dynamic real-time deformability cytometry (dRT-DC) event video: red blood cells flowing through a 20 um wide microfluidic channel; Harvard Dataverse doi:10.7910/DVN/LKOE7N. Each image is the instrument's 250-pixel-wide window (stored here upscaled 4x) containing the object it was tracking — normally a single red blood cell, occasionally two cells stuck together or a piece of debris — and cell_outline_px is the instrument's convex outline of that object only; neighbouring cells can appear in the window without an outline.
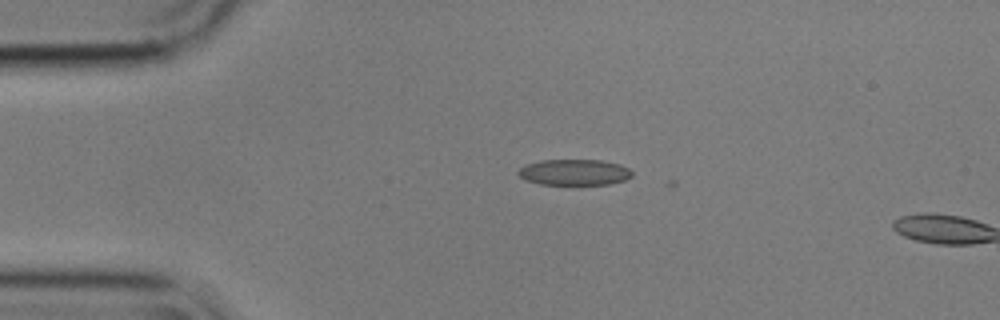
{"species": "common noctule bat (a hibernating species)", "species_latin": "Nyctalus noctula", "temperature_condition": "cold", "stored_images_in_passage": 3, "camera_frame_rate_fps": 3000, "um_per_image_px": 0.085, "animal": {"sex": "male", "body_mass_g": 17.9}, "frame": {"image": 1, "passage_image": 1, "time_ms": 0.0, "image_size_px": [1000, 320], "cell_outline_px": [[632, 176], [624, 180], [608, 184], [540, 184], [524, 180], [516, 172], [520, 168], [528, 164], [540, 160], [604, 160], [620, 164], [628, 168], [632, 172]], "centroid_in_image_um": [48.81, 14.63], "position_along_channel_um": 36.2, "area_um2": 17.17}}